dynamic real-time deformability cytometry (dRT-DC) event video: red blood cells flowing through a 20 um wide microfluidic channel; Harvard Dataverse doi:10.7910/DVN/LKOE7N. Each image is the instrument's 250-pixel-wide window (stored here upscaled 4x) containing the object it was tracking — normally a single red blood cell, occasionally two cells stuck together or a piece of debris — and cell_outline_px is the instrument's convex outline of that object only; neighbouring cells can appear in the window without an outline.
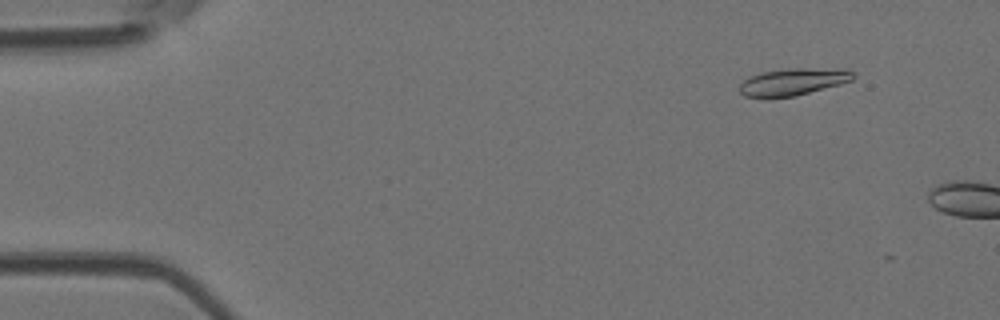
{"species": "Egyptian fruit bat (a non-hibernating species)", "species_latin": "Rousettus aegyptiacus", "temperature_condition": "room temperature", "stored_images_in_passage": 3, "camera_frame_rate_fps": 3000, "um_per_image_px": 0.085, "animal": {"sex": "female"}, "frame": {"image": 1, "passage_image": 2, "time_ms": 0.333, "image_size_px": [1000, 320], "cell_outline_px": [[856, 76], [852, 80], [840, 84], [792, 96], [744, 96], [740, 92], [740, 84], [744, 80], [760, 72], [788, 68], [848, 68]], "centroid_in_image_um": [67.48, 6.91], "position_along_channel_um": 17.5, "area_um2": 17.63}}